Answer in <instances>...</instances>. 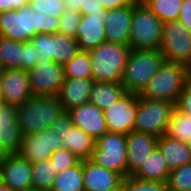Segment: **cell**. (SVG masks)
Listing matches in <instances>:
<instances>
[{
    "instance_id": "cell-1",
    "label": "cell",
    "mask_w": 191,
    "mask_h": 191,
    "mask_svg": "<svg viewBox=\"0 0 191 191\" xmlns=\"http://www.w3.org/2000/svg\"><path fill=\"white\" fill-rule=\"evenodd\" d=\"M63 112L58 96H31L16 106V119L23 134L31 135L51 127Z\"/></svg>"
},
{
    "instance_id": "cell-2",
    "label": "cell",
    "mask_w": 191,
    "mask_h": 191,
    "mask_svg": "<svg viewBox=\"0 0 191 191\" xmlns=\"http://www.w3.org/2000/svg\"><path fill=\"white\" fill-rule=\"evenodd\" d=\"M130 46L104 41L88 51L92 79L103 82H122V74L130 54Z\"/></svg>"
},
{
    "instance_id": "cell-3",
    "label": "cell",
    "mask_w": 191,
    "mask_h": 191,
    "mask_svg": "<svg viewBox=\"0 0 191 191\" xmlns=\"http://www.w3.org/2000/svg\"><path fill=\"white\" fill-rule=\"evenodd\" d=\"M188 77L189 67L181 63L164 61L139 95L146 99L169 101L176 105Z\"/></svg>"
},
{
    "instance_id": "cell-4",
    "label": "cell",
    "mask_w": 191,
    "mask_h": 191,
    "mask_svg": "<svg viewBox=\"0 0 191 191\" xmlns=\"http://www.w3.org/2000/svg\"><path fill=\"white\" fill-rule=\"evenodd\" d=\"M165 61L160 50L131 49L121 84L127 92L139 94Z\"/></svg>"
},
{
    "instance_id": "cell-5",
    "label": "cell",
    "mask_w": 191,
    "mask_h": 191,
    "mask_svg": "<svg viewBox=\"0 0 191 191\" xmlns=\"http://www.w3.org/2000/svg\"><path fill=\"white\" fill-rule=\"evenodd\" d=\"M163 22L141 1L133 6L129 35L130 49L159 50L162 42Z\"/></svg>"
},
{
    "instance_id": "cell-6",
    "label": "cell",
    "mask_w": 191,
    "mask_h": 191,
    "mask_svg": "<svg viewBox=\"0 0 191 191\" xmlns=\"http://www.w3.org/2000/svg\"><path fill=\"white\" fill-rule=\"evenodd\" d=\"M175 104L169 101L146 99L137 94L134 130L157 137L166 133Z\"/></svg>"
},
{
    "instance_id": "cell-7",
    "label": "cell",
    "mask_w": 191,
    "mask_h": 191,
    "mask_svg": "<svg viewBox=\"0 0 191 191\" xmlns=\"http://www.w3.org/2000/svg\"><path fill=\"white\" fill-rule=\"evenodd\" d=\"M90 160L123 177L128 176L126 135L108 131L104 133L96 140Z\"/></svg>"
},
{
    "instance_id": "cell-8",
    "label": "cell",
    "mask_w": 191,
    "mask_h": 191,
    "mask_svg": "<svg viewBox=\"0 0 191 191\" xmlns=\"http://www.w3.org/2000/svg\"><path fill=\"white\" fill-rule=\"evenodd\" d=\"M160 52L165 61L191 65V32L178 20L163 23Z\"/></svg>"
},
{
    "instance_id": "cell-9",
    "label": "cell",
    "mask_w": 191,
    "mask_h": 191,
    "mask_svg": "<svg viewBox=\"0 0 191 191\" xmlns=\"http://www.w3.org/2000/svg\"><path fill=\"white\" fill-rule=\"evenodd\" d=\"M31 41L38 55H41V61H54L64 65L80 51L75 38L59 32L55 34H37Z\"/></svg>"
},
{
    "instance_id": "cell-10",
    "label": "cell",
    "mask_w": 191,
    "mask_h": 191,
    "mask_svg": "<svg viewBox=\"0 0 191 191\" xmlns=\"http://www.w3.org/2000/svg\"><path fill=\"white\" fill-rule=\"evenodd\" d=\"M51 127L58 131L63 149H68L80 160L91 158L96 140L79 127L74 126L67 111L63 112L60 117L53 122Z\"/></svg>"
},
{
    "instance_id": "cell-11",
    "label": "cell",
    "mask_w": 191,
    "mask_h": 191,
    "mask_svg": "<svg viewBox=\"0 0 191 191\" xmlns=\"http://www.w3.org/2000/svg\"><path fill=\"white\" fill-rule=\"evenodd\" d=\"M28 79L32 96H58L65 79L63 65L40 60L28 71Z\"/></svg>"
},
{
    "instance_id": "cell-12",
    "label": "cell",
    "mask_w": 191,
    "mask_h": 191,
    "mask_svg": "<svg viewBox=\"0 0 191 191\" xmlns=\"http://www.w3.org/2000/svg\"><path fill=\"white\" fill-rule=\"evenodd\" d=\"M35 13L29 4L0 12V35L15 41H31L35 36Z\"/></svg>"
},
{
    "instance_id": "cell-13",
    "label": "cell",
    "mask_w": 191,
    "mask_h": 191,
    "mask_svg": "<svg viewBox=\"0 0 191 191\" xmlns=\"http://www.w3.org/2000/svg\"><path fill=\"white\" fill-rule=\"evenodd\" d=\"M63 149L58 131L49 127L41 132L24 135L19 152L21 158L31 163L49 159L53 152Z\"/></svg>"
},
{
    "instance_id": "cell-14",
    "label": "cell",
    "mask_w": 191,
    "mask_h": 191,
    "mask_svg": "<svg viewBox=\"0 0 191 191\" xmlns=\"http://www.w3.org/2000/svg\"><path fill=\"white\" fill-rule=\"evenodd\" d=\"M137 111V93L127 92L110 107L103 110L107 131L128 134L134 130Z\"/></svg>"
},
{
    "instance_id": "cell-15",
    "label": "cell",
    "mask_w": 191,
    "mask_h": 191,
    "mask_svg": "<svg viewBox=\"0 0 191 191\" xmlns=\"http://www.w3.org/2000/svg\"><path fill=\"white\" fill-rule=\"evenodd\" d=\"M32 163L18 154L0 155V182L14 191L23 190L32 184Z\"/></svg>"
},
{
    "instance_id": "cell-16",
    "label": "cell",
    "mask_w": 191,
    "mask_h": 191,
    "mask_svg": "<svg viewBox=\"0 0 191 191\" xmlns=\"http://www.w3.org/2000/svg\"><path fill=\"white\" fill-rule=\"evenodd\" d=\"M1 97L4 104L18 106L31 98L28 71L4 69L0 79Z\"/></svg>"
},
{
    "instance_id": "cell-17",
    "label": "cell",
    "mask_w": 191,
    "mask_h": 191,
    "mask_svg": "<svg viewBox=\"0 0 191 191\" xmlns=\"http://www.w3.org/2000/svg\"><path fill=\"white\" fill-rule=\"evenodd\" d=\"M23 138L16 119V106L0 104V155L17 154Z\"/></svg>"
},
{
    "instance_id": "cell-18",
    "label": "cell",
    "mask_w": 191,
    "mask_h": 191,
    "mask_svg": "<svg viewBox=\"0 0 191 191\" xmlns=\"http://www.w3.org/2000/svg\"><path fill=\"white\" fill-rule=\"evenodd\" d=\"M67 112L70 115L73 125L79 127L86 134H89L94 140H97L107 132L103 110L99 109L93 103H84L67 110Z\"/></svg>"
},
{
    "instance_id": "cell-19",
    "label": "cell",
    "mask_w": 191,
    "mask_h": 191,
    "mask_svg": "<svg viewBox=\"0 0 191 191\" xmlns=\"http://www.w3.org/2000/svg\"><path fill=\"white\" fill-rule=\"evenodd\" d=\"M106 15L107 10L104 13L82 15L76 32V40L80 51H89L106 41L104 26Z\"/></svg>"
},
{
    "instance_id": "cell-20",
    "label": "cell",
    "mask_w": 191,
    "mask_h": 191,
    "mask_svg": "<svg viewBox=\"0 0 191 191\" xmlns=\"http://www.w3.org/2000/svg\"><path fill=\"white\" fill-rule=\"evenodd\" d=\"M128 176L133 175L157 146L158 137L138 131L126 134Z\"/></svg>"
},
{
    "instance_id": "cell-21",
    "label": "cell",
    "mask_w": 191,
    "mask_h": 191,
    "mask_svg": "<svg viewBox=\"0 0 191 191\" xmlns=\"http://www.w3.org/2000/svg\"><path fill=\"white\" fill-rule=\"evenodd\" d=\"M133 6L107 10L104 20L106 41L129 45Z\"/></svg>"
},
{
    "instance_id": "cell-22",
    "label": "cell",
    "mask_w": 191,
    "mask_h": 191,
    "mask_svg": "<svg viewBox=\"0 0 191 191\" xmlns=\"http://www.w3.org/2000/svg\"><path fill=\"white\" fill-rule=\"evenodd\" d=\"M123 176L96 165L90 159L83 160V184L85 191H107L119 186Z\"/></svg>"
},
{
    "instance_id": "cell-23",
    "label": "cell",
    "mask_w": 191,
    "mask_h": 191,
    "mask_svg": "<svg viewBox=\"0 0 191 191\" xmlns=\"http://www.w3.org/2000/svg\"><path fill=\"white\" fill-rule=\"evenodd\" d=\"M93 83V79H64L58 94L64 110L90 102Z\"/></svg>"
},
{
    "instance_id": "cell-24",
    "label": "cell",
    "mask_w": 191,
    "mask_h": 191,
    "mask_svg": "<svg viewBox=\"0 0 191 191\" xmlns=\"http://www.w3.org/2000/svg\"><path fill=\"white\" fill-rule=\"evenodd\" d=\"M157 146L162 151L169 170L191 163V154L186 142L163 134L158 137Z\"/></svg>"
},
{
    "instance_id": "cell-25",
    "label": "cell",
    "mask_w": 191,
    "mask_h": 191,
    "mask_svg": "<svg viewBox=\"0 0 191 191\" xmlns=\"http://www.w3.org/2000/svg\"><path fill=\"white\" fill-rule=\"evenodd\" d=\"M170 170L158 146L147 156L133 176L150 181L167 182Z\"/></svg>"
},
{
    "instance_id": "cell-26",
    "label": "cell",
    "mask_w": 191,
    "mask_h": 191,
    "mask_svg": "<svg viewBox=\"0 0 191 191\" xmlns=\"http://www.w3.org/2000/svg\"><path fill=\"white\" fill-rule=\"evenodd\" d=\"M127 93L120 83L94 81L90 94V102L99 109L110 107Z\"/></svg>"
},
{
    "instance_id": "cell-27",
    "label": "cell",
    "mask_w": 191,
    "mask_h": 191,
    "mask_svg": "<svg viewBox=\"0 0 191 191\" xmlns=\"http://www.w3.org/2000/svg\"><path fill=\"white\" fill-rule=\"evenodd\" d=\"M0 62L4 69L25 70V42L0 35Z\"/></svg>"
},
{
    "instance_id": "cell-28",
    "label": "cell",
    "mask_w": 191,
    "mask_h": 191,
    "mask_svg": "<svg viewBox=\"0 0 191 191\" xmlns=\"http://www.w3.org/2000/svg\"><path fill=\"white\" fill-rule=\"evenodd\" d=\"M51 191H85L83 184V160L58 173Z\"/></svg>"
},
{
    "instance_id": "cell-29",
    "label": "cell",
    "mask_w": 191,
    "mask_h": 191,
    "mask_svg": "<svg viewBox=\"0 0 191 191\" xmlns=\"http://www.w3.org/2000/svg\"><path fill=\"white\" fill-rule=\"evenodd\" d=\"M91 61L88 51H79L63 65L65 79H92Z\"/></svg>"
},
{
    "instance_id": "cell-30",
    "label": "cell",
    "mask_w": 191,
    "mask_h": 191,
    "mask_svg": "<svg viewBox=\"0 0 191 191\" xmlns=\"http://www.w3.org/2000/svg\"><path fill=\"white\" fill-rule=\"evenodd\" d=\"M57 174L50 159L32 163V184L41 190L51 191Z\"/></svg>"
},
{
    "instance_id": "cell-31",
    "label": "cell",
    "mask_w": 191,
    "mask_h": 191,
    "mask_svg": "<svg viewBox=\"0 0 191 191\" xmlns=\"http://www.w3.org/2000/svg\"><path fill=\"white\" fill-rule=\"evenodd\" d=\"M165 135L182 142L191 140V117L180 112L175 107L171 114Z\"/></svg>"
},
{
    "instance_id": "cell-32",
    "label": "cell",
    "mask_w": 191,
    "mask_h": 191,
    "mask_svg": "<svg viewBox=\"0 0 191 191\" xmlns=\"http://www.w3.org/2000/svg\"><path fill=\"white\" fill-rule=\"evenodd\" d=\"M163 23L178 20L183 0H141Z\"/></svg>"
},
{
    "instance_id": "cell-33",
    "label": "cell",
    "mask_w": 191,
    "mask_h": 191,
    "mask_svg": "<svg viewBox=\"0 0 191 191\" xmlns=\"http://www.w3.org/2000/svg\"><path fill=\"white\" fill-rule=\"evenodd\" d=\"M167 185L172 189L191 191V163L171 170Z\"/></svg>"
},
{
    "instance_id": "cell-34",
    "label": "cell",
    "mask_w": 191,
    "mask_h": 191,
    "mask_svg": "<svg viewBox=\"0 0 191 191\" xmlns=\"http://www.w3.org/2000/svg\"><path fill=\"white\" fill-rule=\"evenodd\" d=\"M167 182L142 180L133 175L123 178L124 191H166Z\"/></svg>"
},
{
    "instance_id": "cell-35",
    "label": "cell",
    "mask_w": 191,
    "mask_h": 191,
    "mask_svg": "<svg viewBox=\"0 0 191 191\" xmlns=\"http://www.w3.org/2000/svg\"><path fill=\"white\" fill-rule=\"evenodd\" d=\"M64 10L77 11L81 15L89 13H104L101 0H63Z\"/></svg>"
},
{
    "instance_id": "cell-36",
    "label": "cell",
    "mask_w": 191,
    "mask_h": 191,
    "mask_svg": "<svg viewBox=\"0 0 191 191\" xmlns=\"http://www.w3.org/2000/svg\"><path fill=\"white\" fill-rule=\"evenodd\" d=\"M35 36L37 34H55L59 32L60 18L47 14L35 13Z\"/></svg>"
},
{
    "instance_id": "cell-37",
    "label": "cell",
    "mask_w": 191,
    "mask_h": 191,
    "mask_svg": "<svg viewBox=\"0 0 191 191\" xmlns=\"http://www.w3.org/2000/svg\"><path fill=\"white\" fill-rule=\"evenodd\" d=\"M29 5L36 13L60 17L65 11L63 0H29Z\"/></svg>"
},
{
    "instance_id": "cell-38",
    "label": "cell",
    "mask_w": 191,
    "mask_h": 191,
    "mask_svg": "<svg viewBox=\"0 0 191 191\" xmlns=\"http://www.w3.org/2000/svg\"><path fill=\"white\" fill-rule=\"evenodd\" d=\"M59 18H60L59 33H63L76 39V32L78 26L80 25L82 15L77 11L65 10L60 15Z\"/></svg>"
},
{
    "instance_id": "cell-39",
    "label": "cell",
    "mask_w": 191,
    "mask_h": 191,
    "mask_svg": "<svg viewBox=\"0 0 191 191\" xmlns=\"http://www.w3.org/2000/svg\"><path fill=\"white\" fill-rule=\"evenodd\" d=\"M49 159L53 162L54 170H57V173L73 167L80 161V159L68 149H59L53 152Z\"/></svg>"
},
{
    "instance_id": "cell-40",
    "label": "cell",
    "mask_w": 191,
    "mask_h": 191,
    "mask_svg": "<svg viewBox=\"0 0 191 191\" xmlns=\"http://www.w3.org/2000/svg\"><path fill=\"white\" fill-rule=\"evenodd\" d=\"M175 107L182 113L191 117V78L188 77L185 81L182 92Z\"/></svg>"
},
{
    "instance_id": "cell-41",
    "label": "cell",
    "mask_w": 191,
    "mask_h": 191,
    "mask_svg": "<svg viewBox=\"0 0 191 191\" xmlns=\"http://www.w3.org/2000/svg\"><path fill=\"white\" fill-rule=\"evenodd\" d=\"M40 56L32 41L25 42V71L32 70L36 63L40 61Z\"/></svg>"
},
{
    "instance_id": "cell-42",
    "label": "cell",
    "mask_w": 191,
    "mask_h": 191,
    "mask_svg": "<svg viewBox=\"0 0 191 191\" xmlns=\"http://www.w3.org/2000/svg\"><path fill=\"white\" fill-rule=\"evenodd\" d=\"M178 21L191 32V0L182 1Z\"/></svg>"
},
{
    "instance_id": "cell-43",
    "label": "cell",
    "mask_w": 191,
    "mask_h": 191,
    "mask_svg": "<svg viewBox=\"0 0 191 191\" xmlns=\"http://www.w3.org/2000/svg\"><path fill=\"white\" fill-rule=\"evenodd\" d=\"M29 4V0H0V12L18 10Z\"/></svg>"
},
{
    "instance_id": "cell-44",
    "label": "cell",
    "mask_w": 191,
    "mask_h": 191,
    "mask_svg": "<svg viewBox=\"0 0 191 191\" xmlns=\"http://www.w3.org/2000/svg\"><path fill=\"white\" fill-rule=\"evenodd\" d=\"M139 0H101L105 10H111L123 6H134Z\"/></svg>"
},
{
    "instance_id": "cell-45",
    "label": "cell",
    "mask_w": 191,
    "mask_h": 191,
    "mask_svg": "<svg viewBox=\"0 0 191 191\" xmlns=\"http://www.w3.org/2000/svg\"><path fill=\"white\" fill-rule=\"evenodd\" d=\"M19 191H45V190H41L35 186H31V187H27V188H25L23 190H19Z\"/></svg>"
},
{
    "instance_id": "cell-46",
    "label": "cell",
    "mask_w": 191,
    "mask_h": 191,
    "mask_svg": "<svg viewBox=\"0 0 191 191\" xmlns=\"http://www.w3.org/2000/svg\"><path fill=\"white\" fill-rule=\"evenodd\" d=\"M0 191H14V190H12L10 187L0 182Z\"/></svg>"
},
{
    "instance_id": "cell-47",
    "label": "cell",
    "mask_w": 191,
    "mask_h": 191,
    "mask_svg": "<svg viewBox=\"0 0 191 191\" xmlns=\"http://www.w3.org/2000/svg\"><path fill=\"white\" fill-rule=\"evenodd\" d=\"M107 191H124L123 190V181L119 186H117V187H115V188H113L111 190H107Z\"/></svg>"
},
{
    "instance_id": "cell-48",
    "label": "cell",
    "mask_w": 191,
    "mask_h": 191,
    "mask_svg": "<svg viewBox=\"0 0 191 191\" xmlns=\"http://www.w3.org/2000/svg\"><path fill=\"white\" fill-rule=\"evenodd\" d=\"M3 71H4V68L0 62V79L2 78Z\"/></svg>"
},
{
    "instance_id": "cell-49",
    "label": "cell",
    "mask_w": 191,
    "mask_h": 191,
    "mask_svg": "<svg viewBox=\"0 0 191 191\" xmlns=\"http://www.w3.org/2000/svg\"><path fill=\"white\" fill-rule=\"evenodd\" d=\"M187 145H188V148H189V151H190V154H191V140H189L188 142H186Z\"/></svg>"
},
{
    "instance_id": "cell-50",
    "label": "cell",
    "mask_w": 191,
    "mask_h": 191,
    "mask_svg": "<svg viewBox=\"0 0 191 191\" xmlns=\"http://www.w3.org/2000/svg\"><path fill=\"white\" fill-rule=\"evenodd\" d=\"M166 191H181V190L172 189V188H170V187H168V186H167V189H166Z\"/></svg>"
},
{
    "instance_id": "cell-51",
    "label": "cell",
    "mask_w": 191,
    "mask_h": 191,
    "mask_svg": "<svg viewBox=\"0 0 191 191\" xmlns=\"http://www.w3.org/2000/svg\"><path fill=\"white\" fill-rule=\"evenodd\" d=\"M189 77L191 78V65L189 66Z\"/></svg>"
},
{
    "instance_id": "cell-52",
    "label": "cell",
    "mask_w": 191,
    "mask_h": 191,
    "mask_svg": "<svg viewBox=\"0 0 191 191\" xmlns=\"http://www.w3.org/2000/svg\"><path fill=\"white\" fill-rule=\"evenodd\" d=\"M3 103L2 97H1V90H0V104Z\"/></svg>"
}]
</instances>
